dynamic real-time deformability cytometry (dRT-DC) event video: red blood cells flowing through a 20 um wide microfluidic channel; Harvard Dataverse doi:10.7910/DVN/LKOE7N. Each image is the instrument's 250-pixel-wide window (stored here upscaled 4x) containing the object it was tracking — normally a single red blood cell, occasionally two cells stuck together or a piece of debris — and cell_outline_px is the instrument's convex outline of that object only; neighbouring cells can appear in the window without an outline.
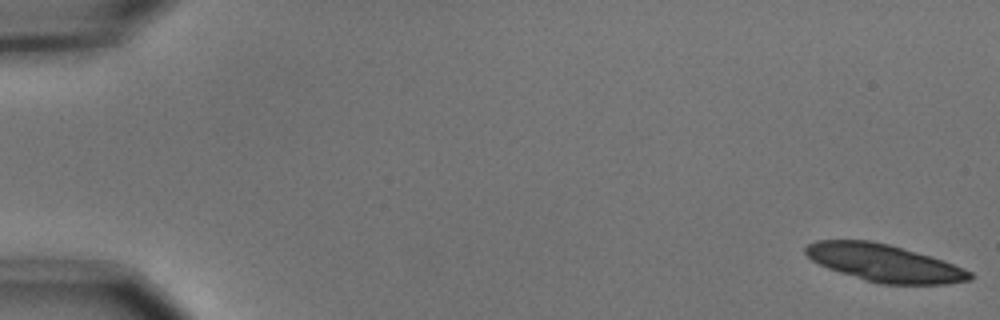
{"species": "common noctule bat (a hibernating species)", "species_latin": "Nyctalus noctula", "temperature_condition": "cold", "stored_images_in_passage": 22, "camera_frame_rate_fps": 3000, "um_per_image_px": 0.085, "animal": {"sex": "male", "body_mass_g": 15.6}, "frame": {"image": 1, "passage_image": 1, "time_ms": 0.0, "image_size_px": [1000, 320], "cell_outline_px": [[972, 280], [948, 284], [880, 284], [840, 272], [828, 268], [812, 260], [804, 252], [804, 248], [808, 244], [816, 240], [868, 240], [888, 244], [928, 256], [964, 268], [972, 272]], "centroid_in_image_um": [75.15, 22.36], "position_along_channel_um": 9.8, "area_um2": 35.26}}